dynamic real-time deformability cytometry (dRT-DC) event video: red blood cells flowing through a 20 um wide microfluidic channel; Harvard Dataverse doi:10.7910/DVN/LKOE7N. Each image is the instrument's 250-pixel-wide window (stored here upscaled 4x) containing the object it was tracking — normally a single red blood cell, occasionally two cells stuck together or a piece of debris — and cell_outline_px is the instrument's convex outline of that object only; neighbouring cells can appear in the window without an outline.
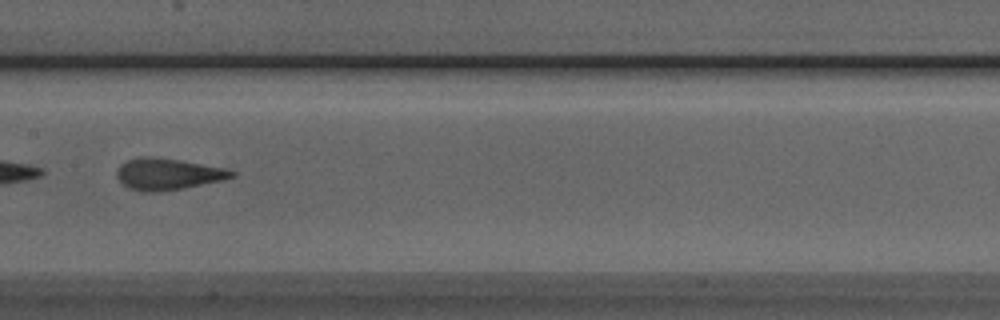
{"species": "Egyptian fruit bat (a non-hibernating species)", "species_latin": "Rousettus aegyptiacus", "temperature_condition": "room temperature", "stored_images_in_passage": 7, "camera_frame_rate_fps": 3000, "um_per_image_px": 0.085, "animal": {"sex": "male"}, "frame": {"image": 1, "passage_image": 7, "time_ms": 2.0, "image_size_px": [1000, 320], "cell_outline_px": [[236, 176], [224, 180], [184, 188], [152, 192], [144, 192], [128, 188], [116, 176], [116, 172], [120, 164], [128, 160], [140, 156], [152, 156], [228, 168], [236, 172]], "centroid_in_image_um": [14.29, 14.79], "position_along_channel_um": 193.1, "area_um2": 21.15}}